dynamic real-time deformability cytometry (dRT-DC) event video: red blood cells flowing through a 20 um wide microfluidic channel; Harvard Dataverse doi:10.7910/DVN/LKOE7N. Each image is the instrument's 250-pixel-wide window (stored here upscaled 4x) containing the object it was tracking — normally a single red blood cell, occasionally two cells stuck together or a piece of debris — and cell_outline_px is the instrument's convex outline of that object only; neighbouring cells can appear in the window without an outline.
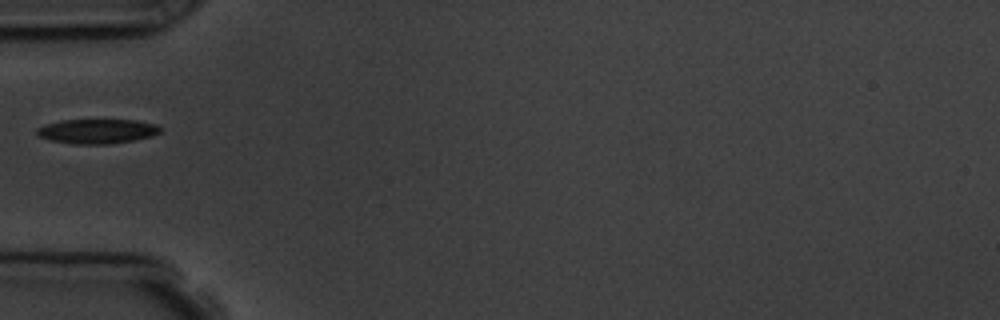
{"species": "common noctule bat (a hibernating species)", "species_latin": "Nyctalus noctula", "temperature_condition": "room temperature", "stored_images_in_passage": 2, "camera_frame_rate_fps": 3000, "um_per_image_px": 0.085, "animal": {"sex": "male", "body_mass_g": 19.5, "forearm_length_mm": 54.6}, "frame": {"image": 1, "passage_image": 1, "time_ms": 0.0, "image_size_px": [1000, 320], "cell_outline_px": [[160, 132], [152, 136], [132, 140], [108, 144], [72, 144], [52, 140], [40, 136], [36, 132], [36, 128], [48, 124], [64, 120], [136, 120], [156, 124], [160, 128]], "centroid_in_image_um": [8.28, 11.15], "position_along_channel_um": 76.7, "area_um2": 17.4}}